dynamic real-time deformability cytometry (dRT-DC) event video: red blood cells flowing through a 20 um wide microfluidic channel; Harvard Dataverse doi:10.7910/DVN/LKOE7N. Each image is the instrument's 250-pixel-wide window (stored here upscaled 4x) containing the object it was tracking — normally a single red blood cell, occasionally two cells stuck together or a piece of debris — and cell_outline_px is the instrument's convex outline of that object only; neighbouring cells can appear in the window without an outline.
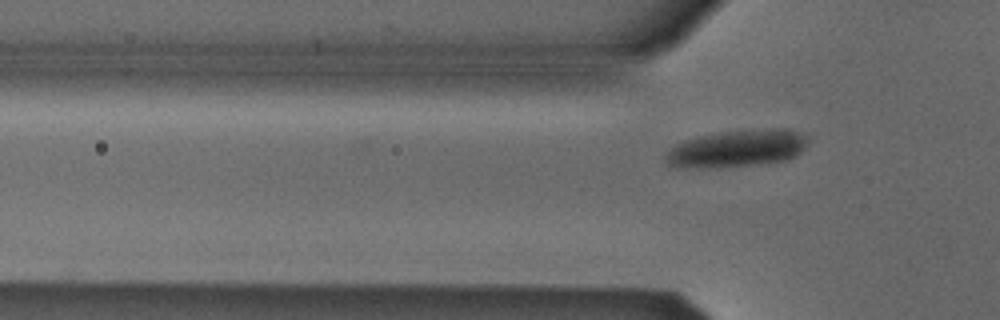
{"species": "Egyptian fruit bat (a non-hibernating species)", "species_latin": "Rousettus aegyptiacus", "temperature_condition": "cold", "stored_images_in_passage": 2, "camera_frame_rate_fps": 3000, "um_per_image_px": 0.085, "animal": {"sex": "male"}, "frame": {"image": 1, "passage_image": 2, "time_ms": 0.333, "image_size_px": [1000, 320], "cell_outline_px": [[808, 144], [796, 156], [780, 160], [760, 164], [720, 168], [668, 168], [664, 164], [664, 152], [668, 148], [684, 140], [700, 136], [720, 132], [784, 128], [788, 128], [808, 132]], "centroid_in_image_um": [62.59, 12.64], "position_along_channel_um": 63.2, "area_um2": 31.67}}